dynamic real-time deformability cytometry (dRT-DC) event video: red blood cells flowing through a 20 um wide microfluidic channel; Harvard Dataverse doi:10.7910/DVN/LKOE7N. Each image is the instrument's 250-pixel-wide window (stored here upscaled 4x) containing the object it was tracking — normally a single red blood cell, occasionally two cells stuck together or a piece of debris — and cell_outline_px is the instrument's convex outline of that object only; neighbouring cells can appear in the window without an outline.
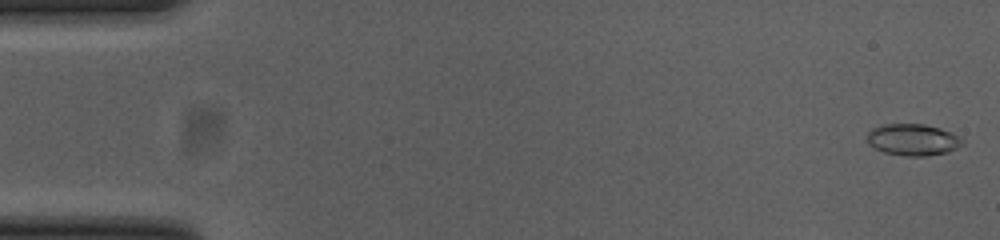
{"species": "common noctule bat (a hibernating species)", "species_latin": "Nyctalus noctula", "temperature_condition": "cold", "stored_images_in_passage": 44, "camera_frame_rate_fps": 3000, "um_per_image_px": 0.085, "animal": {"sex": "female", "body_mass_g": 23.0, "forearm_length_mm": 53.4}, "frame": {"image": 1, "passage_image": 1, "time_ms": 0.0, "image_size_px": [1000, 240], "cell_outline_px": [[964, 144], [948, 152], [928, 156], [908, 156], [884, 152], [868, 144], [868, 132], [872, 128], [884, 124], [924, 124], [940, 128], [960, 136], [964, 140]], "centroid_in_image_um": [77.63, 11.87], "position_along_channel_um": 7.4, "area_um2": 17.57}, "authors_computed_cell_mechanics": {"area_um2": 19.2474, "velocity_mm_per_s": 3.6324, "shape_relaxation_time_tau1_ms": 0.7358, "shape_relaxation_time_tau2_ms": null, "deformation_change_tau1": 0.0451, "deformation_change_tau2": null}}